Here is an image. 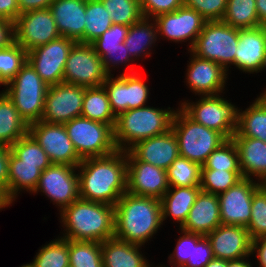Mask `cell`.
<instances>
[{"instance_id":"obj_5","label":"cell","mask_w":266,"mask_h":267,"mask_svg":"<svg viewBox=\"0 0 266 267\" xmlns=\"http://www.w3.org/2000/svg\"><path fill=\"white\" fill-rule=\"evenodd\" d=\"M226 93L219 95L198 96L193 101L184 98L179 107L195 122L216 130L226 139H232L238 127V105L232 103ZM226 97V98H225Z\"/></svg>"},{"instance_id":"obj_22","label":"cell","mask_w":266,"mask_h":267,"mask_svg":"<svg viewBox=\"0 0 266 267\" xmlns=\"http://www.w3.org/2000/svg\"><path fill=\"white\" fill-rule=\"evenodd\" d=\"M206 237L214 258L231 261L251 256L252 240L244 226L221 224Z\"/></svg>"},{"instance_id":"obj_20","label":"cell","mask_w":266,"mask_h":267,"mask_svg":"<svg viewBox=\"0 0 266 267\" xmlns=\"http://www.w3.org/2000/svg\"><path fill=\"white\" fill-rule=\"evenodd\" d=\"M178 156V142L172 129L140 140L126 151L127 161H143L164 170H167Z\"/></svg>"},{"instance_id":"obj_6","label":"cell","mask_w":266,"mask_h":267,"mask_svg":"<svg viewBox=\"0 0 266 267\" xmlns=\"http://www.w3.org/2000/svg\"><path fill=\"white\" fill-rule=\"evenodd\" d=\"M172 130L178 142L179 156L201 166L208 156L227 140L216 130L195 122L179 106L173 118Z\"/></svg>"},{"instance_id":"obj_58","label":"cell","mask_w":266,"mask_h":267,"mask_svg":"<svg viewBox=\"0 0 266 267\" xmlns=\"http://www.w3.org/2000/svg\"><path fill=\"white\" fill-rule=\"evenodd\" d=\"M205 267H227V261L213 258Z\"/></svg>"},{"instance_id":"obj_60","label":"cell","mask_w":266,"mask_h":267,"mask_svg":"<svg viewBox=\"0 0 266 267\" xmlns=\"http://www.w3.org/2000/svg\"><path fill=\"white\" fill-rule=\"evenodd\" d=\"M265 72L266 71V51H265V58H264V63L261 69V72ZM259 95H266V88H264V90H262L261 92H259Z\"/></svg>"},{"instance_id":"obj_29","label":"cell","mask_w":266,"mask_h":267,"mask_svg":"<svg viewBox=\"0 0 266 267\" xmlns=\"http://www.w3.org/2000/svg\"><path fill=\"white\" fill-rule=\"evenodd\" d=\"M156 42L159 43L157 24L154 19L145 17L129 26L124 40L126 50L136 63L140 59H151Z\"/></svg>"},{"instance_id":"obj_48","label":"cell","mask_w":266,"mask_h":267,"mask_svg":"<svg viewBox=\"0 0 266 267\" xmlns=\"http://www.w3.org/2000/svg\"><path fill=\"white\" fill-rule=\"evenodd\" d=\"M179 237L176 239V246L173 248L172 253L168 255V262L171 267H182L188 260H191L192 253V232H187L181 228H177ZM161 267L165 264H160Z\"/></svg>"},{"instance_id":"obj_37","label":"cell","mask_w":266,"mask_h":267,"mask_svg":"<svg viewBox=\"0 0 266 267\" xmlns=\"http://www.w3.org/2000/svg\"><path fill=\"white\" fill-rule=\"evenodd\" d=\"M169 187L201 186V165L178 156L167 169Z\"/></svg>"},{"instance_id":"obj_46","label":"cell","mask_w":266,"mask_h":267,"mask_svg":"<svg viewBox=\"0 0 266 267\" xmlns=\"http://www.w3.org/2000/svg\"><path fill=\"white\" fill-rule=\"evenodd\" d=\"M183 5L198 12L206 21H221L227 0H183Z\"/></svg>"},{"instance_id":"obj_50","label":"cell","mask_w":266,"mask_h":267,"mask_svg":"<svg viewBox=\"0 0 266 267\" xmlns=\"http://www.w3.org/2000/svg\"><path fill=\"white\" fill-rule=\"evenodd\" d=\"M143 17L154 19L156 16L174 12L183 5V0H139Z\"/></svg>"},{"instance_id":"obj_52","label":"cell","mask_w":266,"mask_h":267,"mask_svg":"<svg viewBox=\"0 0 266 267\" xmlns=\"http://www.w3.org/2000/svg\"><path fill=\"white\" fill-rule=\"evenodd\" d=\"M15 43V23L0 18V50Z\"/></svg>"},{"instance_id":"obj_40","label":"cell","mask_w":266,"mask_h":267,"mask_svg":"<svg viewBox=\"0 0 266 267\" xmlns=\"http://www.w3.org/2000/svg\"><path fill=\"white\" fill-rule=\"evenodd\" d=\"M243 178L241 171L201 169V190L219 195Z\"/></svg>"},{"instance_id":"obj_53","label":"cell","mask_w":266,"mask_h":267,"mask_svg":"<svg viewBox=\"0 0 266 267\" xmlns=\"http://www.w3.org/2000/svg\"><path fill=\"white\" fill-rule=\"evenodd\" d=\"M251 257H253L255 260L254 263L252 258V262L254 264L253 266L266 267V237L258 238L251 241Z\"/></svg>"},{"instance_id":"obj_27","label":"cell","mask_w":266,"mask_h":267,"mask_svg":"<svg viewBox=\"0 0 266 267\" xmlns=\"http://www.w3.org/2000/svg\"><path fill=\"white\" fill-rule=\"evenodd\" d=\"M239 153L244 178L262 182L266 178V142L249 137H232Z\"/></svg>"},{"instance_id":"obj_38","label":"cell","mask_w":266,"mask_h":267,"mask_svg":"<svg viewBox=\"0 0 266 267\" xmlns=\"http://www.w3.org/2000/svg\"><path fill=\"white\" fill-rule=\"evenodd\" d=\"M69 267H104L101 243L69 239Z\"/></svg>"},{"instance_id":"obj_17","label":"cell","mask_w":266,"mask_h":267,"mask_svg":"<svg viewBox=\"0 0 266 267\" xmlns=\"http://www.w3.org/2000/svg\"><path fill=\"white\" fill-rule=\"evenodd\" d=\"M60 35L50 9L21 13L15 21V42L27 52Z\"/></svg>"},{"instance_id":"obj_41","label":"cell","mask_w":266,"mask_h":267,"mask_svg":"<svg viewBox=\"0 0 266 267\" xmlns=\"http://www.w3.org/2000/svg\"><path fill=\"white\" fill-rule=\"evenodd\" d=\"M201 169L240 171L239 153L233 139H227L215 149Z\"/></svg>"},{"instance_id":"obj_9","label":"cell","mask_w":266,"mask_h":267,"mask_svg":"<svg viewBox=\"0 0 266 267\" xmlns=\"http://www.w3.org/2000/svg\"><path fill=\"white\" fill-rule=\"evenodd\" d=\"M64 126L82 159L104 157L118 150L111 125L80 116L64 123Z\"/></svg>"},{"instance_id":"obj_36","label":"cell","mask_w":266,"mask_h":267,"mask_svg":"<svg viewBox=\"0 0 266 267\" xmlns=\"http://www.w3.org/2000/svg\"><path fill=\"white\" fill-rule=\"evenodd\" d=\"M84 43L91 44L112 25L111 18L100 0H86Z\"/></svg>"},{"instance_id":"obj_42","label":"cell","mask_w":266,"mask_h":267,"mask_svg":"<svg viewBox=\"0 0 266 267\" xmlns=\"http://www.w3.org/2000/svg\"><path fill=\"white\" fill-rule=\"evenodd\" d=\"M27 62V51L16 42L0 50V86L4 87Z\"/></svg>"},{"instance_id":"obj_7","label":"cell","mask_w":266,"mask_h":267,"mask_svg":"<svg viewBox=\"0 0 266 267\" xmlns=\"http://www.w3.org/2000/svg\"><path fill=\"white\" fill-rule=\"evenodd\" d=\"M48 87L27 61L2 91L29 125L42 119Z\"/></svg>"},{"instance_id":"obj_32","label":"cell","mask_w":266,"mask_h":267,"mask_svg":"<svg viewBox=\"0 0 266 267\" xmlns=\"http://www.w3.org/2000/svg\"><path fill=\"white\" fill-rule=\"evenodd\" d=\"M29 125L20 116L12 100L0 91V144L10 147L28 134Z\"/></svg>"},{"instance_id":"obj_54","label":"cell","mask_w":266,"mask_h":267,"mask_svg":"<svg viewBox=\"0 0 266 267\" xmlns=\"http://www.w3.org/2000/svg\"><path fill=\"white\" fill-rule=\"evenodd\" d=\"M19 15L17 0H0V18L15 23Z\"/></svg>"},{"instance_id":"obj_18","label":"cell","mask_w":266,"mask_h":267,"mask_svg":"<svg viewBox=\"0 0 266 267\" xmlns=\"http://www.w3.org/2000/svg\"><path fill=\"white\" fill-rule=\"evenodd\" d=\"M184 83L195 96L219 95L226 93L229 75L214 61L201 59L190 51ZM225 91V92H224Z\"/></svg>"},{"instance_id":"obj_25","label":"cell","mask_w":266,"mask_h":267,"mask_svg":"<svg viewBox=\"0 0 266 267\" xmlns=\"http://www.w3.org/2000/svg\"><path fill=\"white\" fill-rule=\"evenodd\" d=\"M221 225L218 195L200 191L182 230L207 236Z\"/></svg>"},{"instance_id":"obj_14","label":"cell","mask_w":266,"mask_h":267,"mask_svg":"<svg viewBox=\"0 0 266 267\" xmlns=\"http://www.w3.org/2000/svg\"><path fill=\"white\" fill-rule=\"evenodd\" d=\"M28 133L46 152L52 164L78 166L83 160L74 148L64 124L42 120L29 124Z\"/></svg>"},{"instance_id":"obj_15","label":"cell","mask_w":266,"mask_h":267,"mask_svg":"<svg viewBox=\"0 0 266 267\" xmlns=\"http://www.w3.org/2000/svg\"><path fill=\"white\" fill-rule=\"evenodd\" d=\"M75 43L70 38L59 36L27 52V61L47 85L62 83L66 60Z\"/></svg>"},{"instance_id":"obj_47","label":"cell","mask_w":266,"mask_h":267,"mask_svg":"<svg viewBox=\"0 0 266 267\" xmlns=\"http://www.w3.org/2000/svg\"><path fill=\"white\" fill-rule=\"evenodd\" d=\"M129 26L113 24L104 34L91 43L96 54L101 58L105 49H114L124 43Z\"/></svg>"},{"instance_id":"obj_39","label":"cell","mask_w":266,"mask_h":267,"mask_svg":"<svg viewBox=\"0 0 266 267\" xmlns=\"http://www.w3.org/2000/svg\"><path fill=\"white\" fill-rule=\"evenodd\" d=\"M113 24L131 26L142 17L139 0H100Z\"/></svg>"},{"instance_id":"obj_16","label":"cell","mask_w":266,"mask_h":267,"mask_svg":"<svg viewBox=\"0 0 266 267\" xmlns=\"http://www.w3.org/2000/svg\"><path fill=\"white\" fill-rule=\"evenodd\" d=\"M85 87L62 82L48 87L42 121L64 124L82 114Z\"/></svg>"},{"instance_id":"obj_33","label":"cell","mask_w":266,"mask_h":267,"mask_svg":"<svg viewBox=\"0 0 266 267\" xmlns=\"http://www.w3.org/2000/svg\"><path fill=\"white\" fill-rule=\"evenodd\" d=\"M81 117L99 121L114 128L116 116L112 112L108 94L103 85L85 89Z\"/></svg>"},{"instance_id":"obj_12","label":"cell","mask_w":266,"mask_h":267,"mask_svg":"<svg viewBox=\"0 0 266 267\" xmlns=\"http://www.w3.org/2000/svg\"><path fill=\"white\" fill-rule=\"evenodd\" d=\"M108 75L91 44L76 42L73 45L66 60L63 82L85 88L98 87Z\"/></svg>"},{"instance_id":"obj_24","label":"cell","mask_w":266,"mask_h":267,"mask_svg":"<svg viewBox=\"0 0 266 267\" xmlns=\"http://www.w3.org/2000/svg\"><path fill=\"white\" fill-rule=\"evenodd\" d=\"M49 9L61 36L84 43L86 0H54Z\"/></svg>"},{"instance_id":"obj_4","label":"cell","mask_w":266,"mask_h":267,"mask_svg":"<svg viewBox=\"0 0 266 267\" xmlns=\"http://www.w3.org/2000/svg\"><path fill=\"white\" fill-rule=\"evenodd\" d=\"M176 111V107L157 108L147 105L119 114L113 128L117 149L127 151L140 140L169 131Z\"/></svg>"},{"instance_id":"obj_44","label":"cell","mask_w":266,"mask_h":267,"mask_svg":"<svg viewBox=\"0 0 266 267\" xmlns=\"http://www.w3.org/2000/svg\"><path fill=\"white\" fill-rule=\"evenodd\" d=\"M246 229L251 240L266 237V190L262 185L254 192L251 219Z\"/></svg>"},{"instance_id":"obj_56","label":"cell","mask_w":266,"mask_h":267,"mask_svg":"<svg viewBox=\"0 0 266 267\" xmlns=\"http://www.w3.org/2000/svg\"><path fill=\"white\" fill-rule=\"evenodd\" d=\"M256 9L260 26L266 27V0H256Z\"/></svg>"},{"instance_id":"obj_55","label":"cell","mask_w":266,"mask_h":267,"mask_svg":"<svg viewBox=\"0 0 266 267\" xmlns=\"http://www.w3.org/2000/svg\"><path fill=\"white\" fill-rule=\"evenodd\" d=\"M53 1L54 0H17V3L21 14L32 10L49 9Z\"/></svg>"},{"instance_id":"obj_28","label":"cell","mask_w":266,"mask_h":267,"mask_svg":"<svg viewBox=\"0 0 266 267\" xmlns=\"http://www.w3.org/2000/svg\"><path fill=\"white\" fill-rule=\"evenodd\" d=\"M41 173V164L21 163V159L10 151L7 202L12 206L19 194L25 191L32 195Z\"/></svg>"},{"instance_id":"obj_1","label":"cell","mask_w":266,"mask_h":267,"mask_svg":"<svg viewBox=\"0 0 266 267\" xmlns=\"http://www.w3.org/2000/svg\"><path fill=\"white\" fill-rule=\"evenodd\" d=\"M77 170L80 199L115 206L127 192L126 151L84 158Z\"/></svg>"},{"instance_id":"obj_21","label":"cell","mask_w":266,"mask_h":267,"mask_svg":"<svg viewBox=\"0 0 266 267\" xmlns=\"http://www.w3.org/2000/svg\"><path fill=\"white\" fill-rule=\"evenodd\" d=\"M169 189L167 170L143 161H127V192L161 199Z\"/></svg>"},{"instance_id":"obj_26","label":"cell","mask_w":266,"mask_h":267,"mask_svg":"<svg viewBox=\"0 0 266 267\" xmlns=\"http://www.w3.org/2000/svg\"><path fill=\"white\" fill-rule=\"evenodd\" d=\"M144 246L119 240L115 237L101 243L104 267H154L145 256ZM143 252H142V251Z\"/></svg>"},{"instance_id":"obj_8","label":"cell","mask_w":266,"mask_h":267,"mask_svg":"<svg viewBox=\"0 0 266 267\" xmlns=\"http://www.w3.org/2000/svg\"><path fill=\"white\" fill-rule=\"evenodd\" d=\"M238 39L239 29L222 21H207L190 52L201 59L218 63L230 75Z\"/></svg>"},{"instance_id":"obj_61","label":"cell","mask_w":266,"mask_h":267,"mask_svg":"<svg viewBox=\"0 0 266 267\" xmlns=\"http://www.w3.org/2000/svg\"><path fill=\"white\" fill-rule=\"evenodd\" d=\"M19 267H34L31 263L23 264Z\"/></svg>"},{"instance_id":"obj_57","label":"cell","mask_w":266,"mask_h":267,"mask_svg":"<svg viewBox=\"0 0 266 267\" xmlns=\"http://www.w3.org/2000/svg\"><path fill=\"white\" fill-rule=\"evenodd\" d=\"M251 256L244 257L238 260L227 261V267H253Z\"/></svg>"},{"instance_id":"obj_11","label":"cell","mask_w":266,"mask_h":267,"mask_svg":"<svg viewBox=\"0 0 266 267\" xmlns=\"http://www.w3.org/2000/svg\"><path fill=\"white\" fill-rule=\"evenodd\" d=\"M140 72L108 75L103 82L112 112L116 117L127 110L149 104L150 86Z\"/></svg>"},{"instance_id":"obj_13","label":"cell","mask_w":266,"mask_h":267,"mask_svg":"<svg viewBox=\"0 0 266 267\" xmlns=\"http://www.w3.org/2000/svg\"><path fill=\"white\" fill-rule=\"evenodd\" d=\"M154 20L157 24L159 41L162 37V40L166 39L170 43L188 42L187 52L191 50L207 22L198 12L184 5L174 12L158 15Z\"/></svg>"},{"instance_id":"obj_34","label":"cell","mask_w":266,"mask_h":267,"mask_svg":"<svg viewBox=\"0 0 266 267\" xmlns=\"http://www.w3.org/2000/svg\"><path fill=\"white\" fill-rule=\"evenodd\" d=\"M221 21L236 29L259 27L256 0H227L226 11Z\"/></svg>"},{"instance_id":"obj_49","label":"cell","mask_w":266,"mask_h":267,"mask_svg":"<svg viewBox=\"0 0 266 267\" xmlns=\"http://www.w3.org/2000/svg\"><path fill=\"white\" fill-rule=\"evenodd\" d=\"M214 258L211 243L206 236L192 233L191 260L182 267H205Z\"/></svg>"},{"instance_id":"obj_35","label":"cell","mask_w":266,"mask_h":267,"mask_svg":"<svg viewBox=\"0 0 266 267\" xmlns=\"http://www.w3.org/2000/svg\"><path fill=\"white\" fill-rule=\"evenodd\" d=\"M30 263L34 267H69V239L56 236L46 242Z\"/></svg>"},{"instance_id":"obj_3","label":"cell","mask_w":266,"mask_h":267,"mask_svg":"<svg viewBox=\"0 0 266 267\" xmlns=\"http://www.w3.org/2000/svg\"><path fill=\"white\" fill-rule=\"evenodd\" d=\"M58 214L62 238L102 243L115 235L114 206L79 198Z\"/></svg>"},{"instance_id":"obj_62","label":"cell","mask_w":266,"mask_h":267,"mask_svg":"<svg viewBox=\"0 0 266 267\" xmlns=\"http://www.w3.org/2000/svg\"><path fill=\"white\" fill-rule=\"evenodd\" d=\"M261 185L265 188L266 190V178L261 182Z\"/></svg>"},{"instance_id":"obj_10","label":"cell","mask_w":266,"mask_h":267,"mask_svg":"<svg viewBox=\"0 0 266 267\" xmlns=\"http://www.w3.org/2000/svg\"><path fill=\"white\" fill-rule=\"evenodd\" d=\"M40 192V193H39ZM50 200L59 213L71 205L79 196V178L76 166L66 164H51L42 171L38 185L34 192Z\"/></svg>"},{"instance_id":"obj_23","label":"cell","mask_w":266,"mask_h":267,"mask_svg":"<svg viewBox=\"0 0 266 267\" xmlns=\"http://www.w3.org/2000/svg\"><path fill=\"white\" fill-rule=\"evenodd\" d=\"M266 51V27L239 29L234 67L241 73H261Z\"/></svg>"},{"instance_id":"obj_59","label":"cell","mask_w":266,"mask_h":267,"mask_svg":"<svg viewBox=\"0 0 266 267\" xmlns=\"http://www.w3.org/2000/svg\"><path fill=\"white\" fill-rule=\"evenodd\" d=\"M8 207H11L10 204L5 200L4 195L0 192V211Z\"/></svg>"},{"instance_id":"obj_19","label":"cell","mask_w":266,"mask_h":267,"mask_svg":"<svg viewBox=\"0 0 266 267\" xmlns=\"http://www.w3.org/2000/svg\"><path fill=\"white\" fill-rule=\"evenodd\" d=\"M260 186L261 182L243 177L227 191L219 194L221 224L247 227L251 219L252 198Z\"/></svg>"},{"instance_id":"obj_51","label":"cell","mask_w":266,"mask_h":267,"mask_svg":"<svg viewBox=\"0 0 266 267\" xmlns=\"http://www.w3.org/2000/svg\"><path fill=\"white\" fill-rule=\"evenodd\" d=\"M10 147L0 144V192L7 201Z\"/></svg>"},{"instance_id":"obj_30","label":"cell","mask_w":266,"mask_h":267,"mask_svg":"<svg viewBox=\"0 0 266 267\" xmlns=\"http://www.w3.org/2000/svg\"><path fill=\"white\" fill-rule=\"evenodd\" d=\"M200 191V186L169 187L160 199L163 224L170 218L172 224H178L175 227L181 228L187 220L191 207L194 205Z\"/></svg>"},{"instance_id":"obj_2","label":"cell","mask_w":266,"mask_h":267,"mask_svg":"<svg viewBox=\"0 0 266 267\" xmlns=\"http://www.w3.org/2000/svg\"><path fill=\"white\" fill-rule=\"evenodd\" d=\"M114 219L115 238L145 248L164 225L161 200L126 192L114 206Z\"/></svg>"},{"instance_id":"obj_43","label":"cell","mask_w":266,"mask_h":267,"mask_svg":"<svg viewBox=\"0 0 266 267\" xmlns=\"http://www.w3.org/2000/svg\"><path fill=\"white\" fill-rule=\"evenodd\" d=\"M10 149L21 159V163L41 164V171L52 164L46 152L29 133L12 144Z\"/></svg>"},{"instance_id":"obj_31","label":"cell","mask_w":266,"mask_h":267,"mask_svg":"<svg viewBox=\"0 0 266 267\" xmlns=\"http://www.w3.org/2000/svg\"><path fill=\"white\" fill-rule=\"evenodd\" d=\"M249 106L238 111V127L233 137H249L266 142V95H257Z\"/></svg>"},{"instance_id":"obj_45","label":"cell","mask_w":266,"mask_h":267,"mask_svg":"<svg viewBox=\"0 0 266 267\" xmlns=\"http://www.w3.org/2000/svg\"><path fill=\"white\" fill-rule=\"evenodd\" d=\"M101 59L105 70L109 75H115L113 72H115L116 69L119 70L121 67H123L122 71H118L120 74L121 72L122 74H127L140 71L135 68L136 65L134 64L136 62L130 57L124 43H121L118 48L105 49V54L101 57Z\"/></svg>"}]
</instances>
